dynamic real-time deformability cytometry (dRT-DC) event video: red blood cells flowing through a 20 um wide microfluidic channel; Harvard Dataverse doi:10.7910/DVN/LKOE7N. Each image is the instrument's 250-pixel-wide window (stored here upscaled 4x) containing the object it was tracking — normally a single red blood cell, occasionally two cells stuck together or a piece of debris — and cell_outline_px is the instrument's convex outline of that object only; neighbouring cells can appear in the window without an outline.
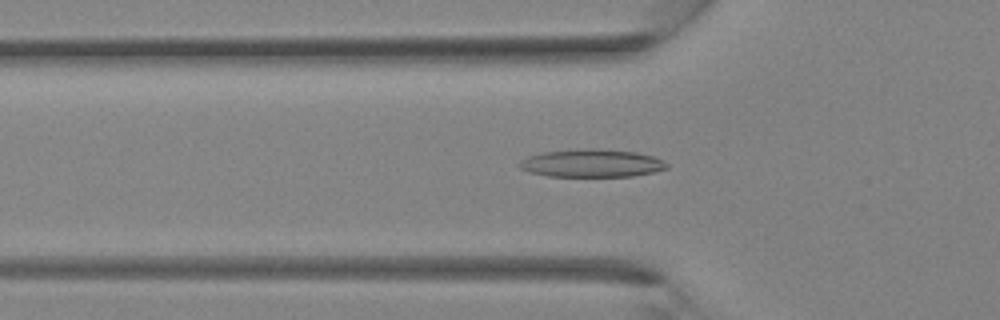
{"species": "Egyptian fruit bat (a non-hibernating species)", "species_latin": "Rousettus aegyptiacus", "temperature_condition": "room temperature", "stored_images_in_passage": 36, "camera_frame_rate_fps": 3000, "um_per_image_px": 0.085, "animal": {"sex": "female"}, "frame": {"image": 1, "passage_image": 12, "time_ms": 3.667, "image_size_px": [1000, 320], "cell_outline_px": [[668, 168], [652, 172], [632, 176], [548, 176], [528, 172], [520, 168], [516, 164], [520, 160], [528, 156], [540, 152], [576, 148], [596, 148], [636, 152], [652, 156], [668, 164]], "centroid_in_image_um": [50.21, 13.86], "position_along_channel_um": 75.6, "area_um2": 24.16}}
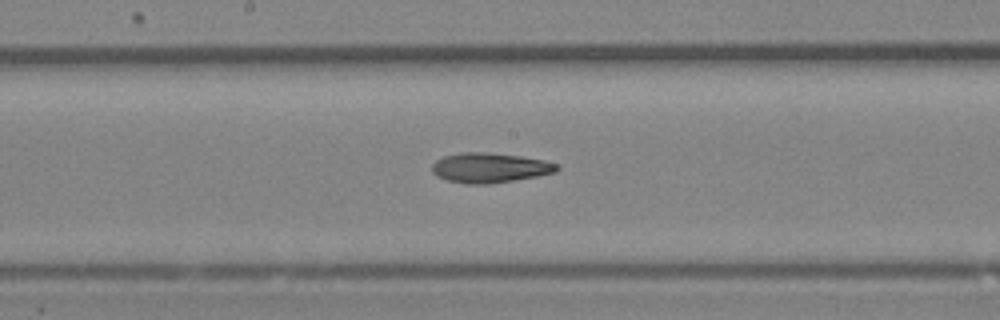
{"frame": {"image": 2, "passage_image": 19, "time_ms": 6.0, "image_size_px": [1000, 320], "cell_outline_px": [[560, 168], [556, 172], [536, 176], [488, 184], [464, 184], [448, 180], [436, 176], [432, 172], [432, 164], [436, 160], [444, 156], [464, 152], [484, 152], [520, 156], [544, 160], [560, 164]], "centroid_in_image_um": [41.63, 14.26], "position_along_channel_um": 206.6, "area_um2": 21.68}}
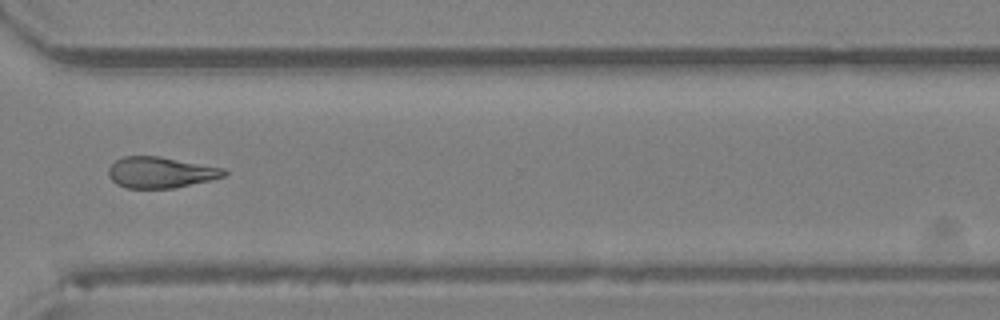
{"frame": {"image": 3, "passage_image": 27, "time_ms": 8.667, "image_size_px": [1000, 320], "cell_outline_px": [[228, 172], [224, 176], [212, 180], [176, 188], [128, 188], [116, 184], [108, 176], [108, 168], [116, 160], [124, 156], [160, 156], [224, 168]], "centroid_in_image_um": [13.66, 14.66], "position_along_channel_um": 356.9, "area_um2": 21.04}}